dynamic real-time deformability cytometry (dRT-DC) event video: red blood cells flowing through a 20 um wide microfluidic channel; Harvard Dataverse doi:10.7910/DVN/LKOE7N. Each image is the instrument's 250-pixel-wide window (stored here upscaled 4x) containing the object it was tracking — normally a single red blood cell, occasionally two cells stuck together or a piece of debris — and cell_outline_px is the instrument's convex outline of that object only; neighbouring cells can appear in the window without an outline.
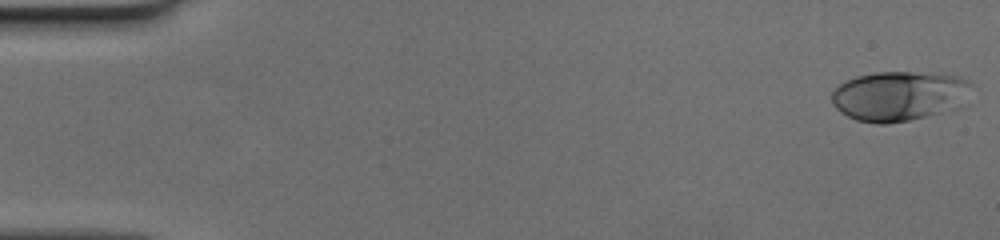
{"species": "human", "species_latin": "Homo sapiens", "temperature_condition": "cold", "stored_images_in_passage": 20, "camera_frame_rate_fps": 3000, "um_per_image_px": 0.085, "donor": {"sex": "female"}, "frame": {"image": 1, "passage_image": 1, "time_ms": 0.0, "image_size_px": [1000, 240], "cell_outline_px": [[972, 84], [960, 108], [908, 120], [888, 124], [876, 124], [856, 120], [840, 112], [832, 104], [832, 92], [840, 84], [856, 76], [876, 72], [912, 72], [960, 76], [968, 80]], "centroid_in_image_um": [76.42, 8.16], "position_along_channel_um": 8.6, "area_um2": 40.52}}
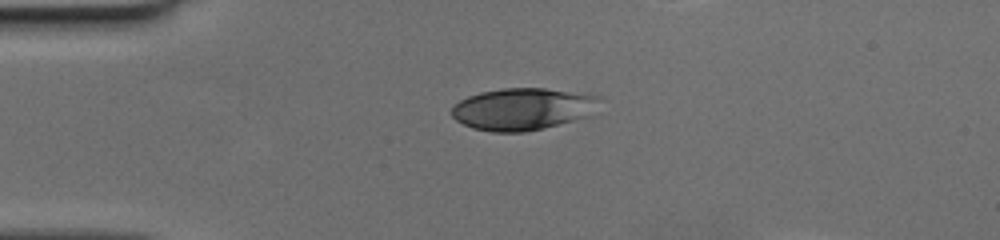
{"frame": {"image": 2, "passage_image": 13, "time_ms": 4.0, "image_size_px": [1000, 240], "cell_outline_px": [[604, 100], [588, 116], [544, 128], [524, 132], [492, 132], [472, 128], [456, 120], [452, 116], [452, 108], [460, 100], [468, 96], [480, 92], [504, 88], [544, 88], [600, 96]], "centroid_in_image_um": [44.44, 9.26], "position_along_channel_um": 40.6, "area_um2": 36.18}}
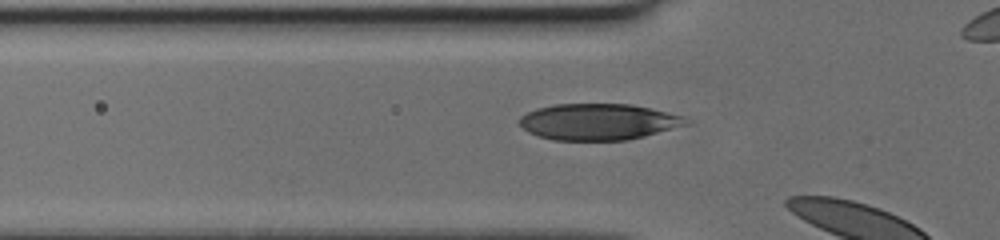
{"frame": {"image": 3, "passage_image": 18, "time_ms": 5.667, "image_size_px": [1000, 240], "cell_outline_px": [[688, 124], [644, 136], [628, 140], [552, 140], [536, 136], [528, 132], [520, 124], [520, 116], [536, 108], [556, 104], [632, 104], [680, 116]], "centroid_in_image_um": [50.77, 10.36], "position_along_channel_um": 75.0, "area_um2": 34.8}}